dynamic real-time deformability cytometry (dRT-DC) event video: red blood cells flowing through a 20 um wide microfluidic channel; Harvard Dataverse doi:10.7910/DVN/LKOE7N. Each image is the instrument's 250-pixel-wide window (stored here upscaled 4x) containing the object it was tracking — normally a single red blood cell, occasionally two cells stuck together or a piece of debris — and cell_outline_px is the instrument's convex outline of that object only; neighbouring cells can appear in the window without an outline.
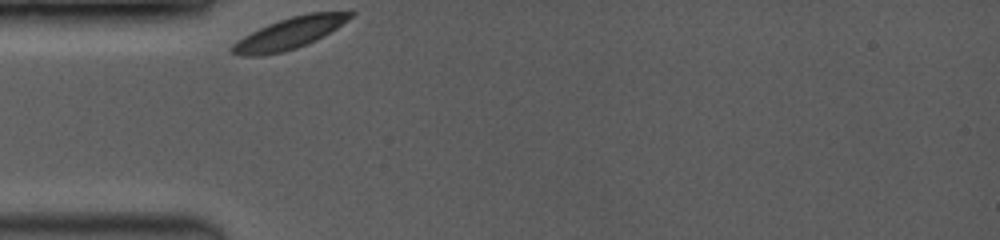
{"species": "common noctule bat (a hibernating species)", "species_latin": "Nyctalus noctula", "temperature_condition": "room temperature", "stored_images_in_passage": 27, "camera_frame_rate_fps": 3500, "um_per_image_px": 0.085, "animal": {"sex": "female", "body_mass_g": 19.0, "forearm_length_mm": 53.3}, "frame": {"image": 1, "passage_image": 1, "time_ms": 0.0, "image_size_px": [1000, 240], "cell_outline_px": [[356, 12], [348, 20], [336, 28], [316, 40], [296, 48], [284, 52], [264, 56], [240, 56], [232, 52], [228, 48], [232, 44], [244, 36], [268, 24], [292, 16], [308, 12]], "centroid_in_image_um": [24.56, 2.85], "position_along_channel_um": 60.4, "area_um2": 21.44}}
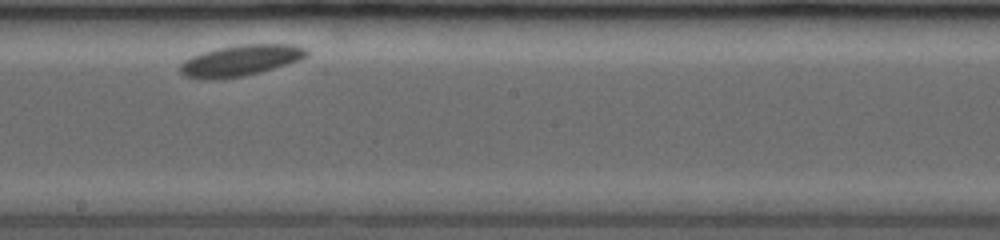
{"frame": {"image": 2, "passage_image": 16, "time_ms": 4.857, "image_size_px": [1000, 240], "cell_outline_px": [[308, 56], [300, 60], [288, 64], [260, 72], [244, 76], [220, 80], [200, 80], [184, 76], [180, 72], [180, 64], [184, 60], [192, 56], [204, 52], [220, 48], [240, 44], [296, 44], [308, 48]], "centroid_in_image_um": [20.46, 5.16], "position_along_channel_um": 227.7, "area_um2": 23.24}}
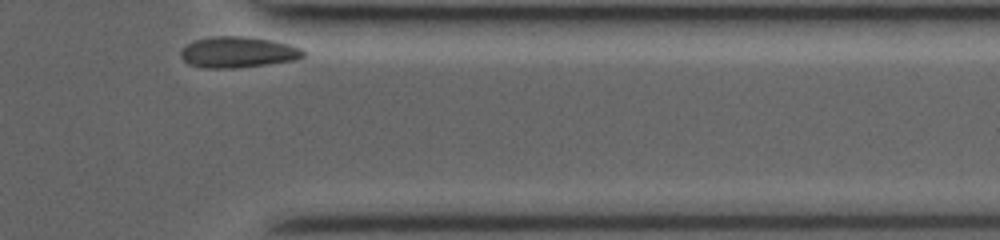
{"frame": {"image": 3, "passage_image": 27, "time_ms": 9.429, "image_size_px": [1000, 240], "cell_outline_px": [[304, 56], [296, 60], [232, 68], [208, 68], [188, 64], [180, 56], [180, 52], [188, 44], [196, 40], [212, 36], [244, 36], [272, 40], [288, 44], [300, 48], [304, 52]], "centroid_in_image_um": [20.22, 4.43], "position_along_channel_um": 391.2, "area_um2": 21.85}}